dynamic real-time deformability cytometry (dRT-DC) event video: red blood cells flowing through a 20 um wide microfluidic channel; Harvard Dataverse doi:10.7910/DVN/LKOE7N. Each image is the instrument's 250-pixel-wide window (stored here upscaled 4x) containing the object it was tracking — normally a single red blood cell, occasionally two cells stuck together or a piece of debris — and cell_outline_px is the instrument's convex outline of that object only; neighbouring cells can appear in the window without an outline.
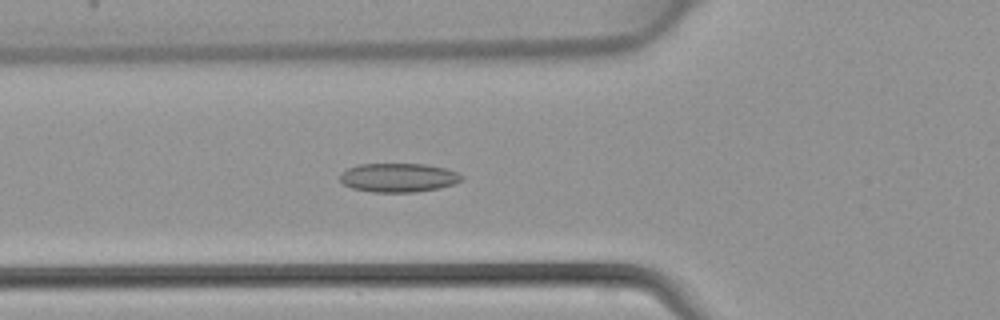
{"species": "common noctule bat (a hibernating species)", "species_latin": "Nyctalus noctula", "temperature_condition": "warm", "stored_images_in_passage": 44, "camera_frame_rate_fps": 3000, "um_per_image_px": 0.085, "animal": {"sex": "female", "body_mass_g": 22.7, "forearm_length_mm": 54.2}, "frame": {"image": 1, "passage_image": 16, "time_ms": 5.0, "image_size_px": [1000, 320], "cell_outline_px": [[464, 180], [440, 188], [416, 192], [372, 192], [352, 188], [344, 184], [340, 180], [340, 172], [348, 168], [360, 164], [428, 164], [444, 168], [456, 172], [464, 176]], "centroid_in_image_um": [33.87, 15.1], "position_along_channel_um": 91.9, "area_um2": 20.58}}
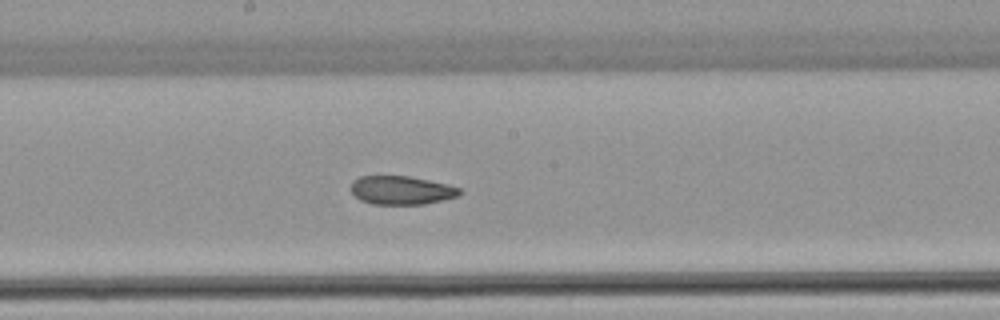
{"frame": {"image": 2, "passage_image": 24, "time_ms": 7.667, "image_size_px": [1000, 320], "cell_outline_px": [[460, 192], [456, 196], [444, 200], [424, 204], [372, 204], [360, 200], [352, 192], [352, 180], [360, 176], [408, 176], [448, 184], [460, 188]], "centroid_in_image_um": [34.1, 16.17], "position_along_channel_um": 214.1, "area_um2": 17.98}}
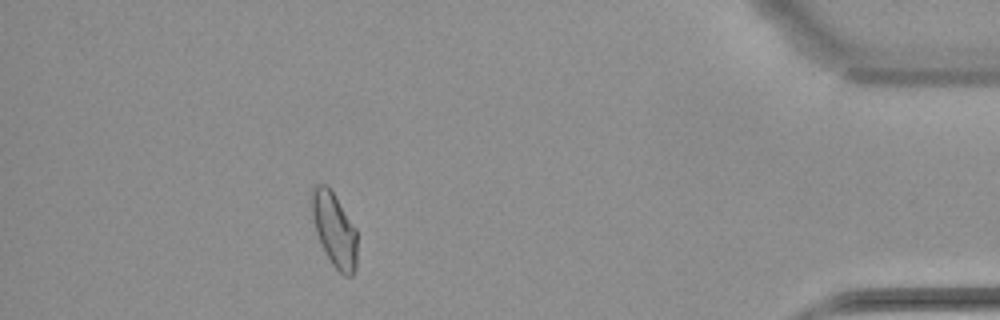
{"frame": {"image": 3, "passage_image": 40, "time_ms": 13.0, "image_size_px": [1000, 320], "cell_outline_px": [[356, 268], [352, 276], [344, 276], [332, 264], [316, 232], [312, 216], [312, 188], [316, 184], [324, 184], [332, 192], [356, 228]], "centroid_in_image_um": [28.43, 19.54], "position_along_channel_um": 406.8, "area_um2": 19.07}}